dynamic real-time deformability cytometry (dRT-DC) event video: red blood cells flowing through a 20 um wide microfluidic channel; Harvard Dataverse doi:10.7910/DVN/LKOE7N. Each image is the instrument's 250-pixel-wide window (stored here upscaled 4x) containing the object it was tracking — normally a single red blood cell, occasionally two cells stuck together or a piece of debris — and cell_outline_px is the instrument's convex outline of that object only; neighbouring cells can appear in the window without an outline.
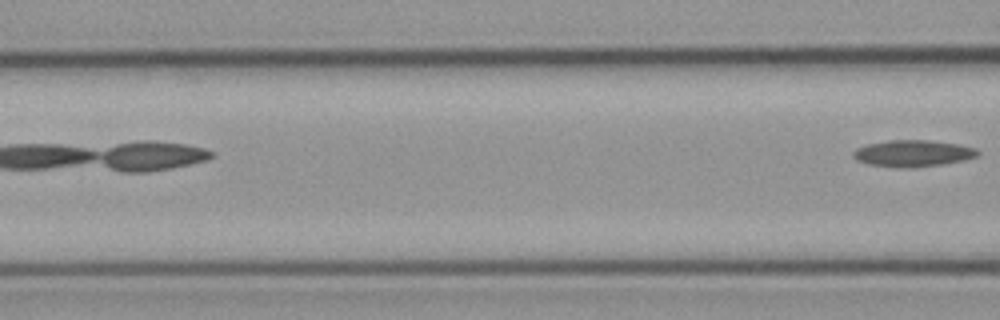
{"species": "common noctule bat (a hibernating species)", "species_latin": "Nyctalus noctula", "temperature_condition": "cold", "stored_images_in_passage": 6, "camera_frame_rate_fps": 3000, "um_per_image_px": 0.085, "animal": {"sex": "male", "body_mass_g": 23.1, "forearm_length_mm": 52.7}, "frame": {"image": 1, "passage_image": 6, "time_ms": 6.0, "image_size_px": [1000, 320], "cell_outline_px": [[980, 152], [976, 156], [964, 160], [940, 164], [912, 168], [868, 164], [856, 160], [852, 156], [852, 152], [856, 148], [868, 144], [892, 140], [928, 140], [956, 144], [976, 148]], "centroid_in_image_um": [77.57, 13.03], "position_along_channel_um": 89.0, "area_um2": 19.02}}